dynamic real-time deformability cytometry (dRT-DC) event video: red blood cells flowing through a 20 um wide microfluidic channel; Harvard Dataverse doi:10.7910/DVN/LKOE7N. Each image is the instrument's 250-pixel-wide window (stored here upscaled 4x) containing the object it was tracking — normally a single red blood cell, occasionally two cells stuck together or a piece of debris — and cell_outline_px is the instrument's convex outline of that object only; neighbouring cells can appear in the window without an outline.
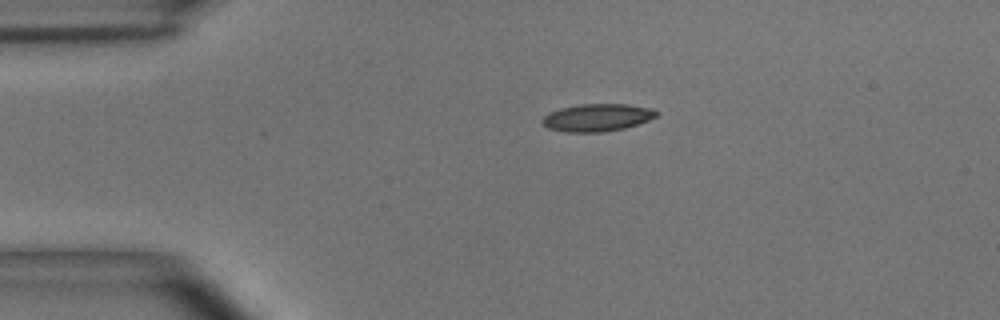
{"species": "common noctule bat (a hibernating species)", "species_latin": "Nyctalus noctula", "temperature_condition": "room temperature", "stored_images_in_passage": 26, "camera_frame_rate_fps": 3000, "um_per_image_px": 0.085, "animal": {"sex": "male", "body_mass_g": 15.6}, "frame": {"image": 1, "passage_image": 1, "time_ms": 0.0, "image_size_px": [1000, 320], "cell_outline_px": [[660, 112], [656, 116], [648, 120], [624, 128], [604, 132], [564, 132], [548, 128], [540, 120], [548, 112], [560, 108], [580, 104], [628, 104], [652, 108]], "centroid_in_image_um": [50.75, 9.98], "position_along_channel_um": 34.3, "area_um2": 18.38}}
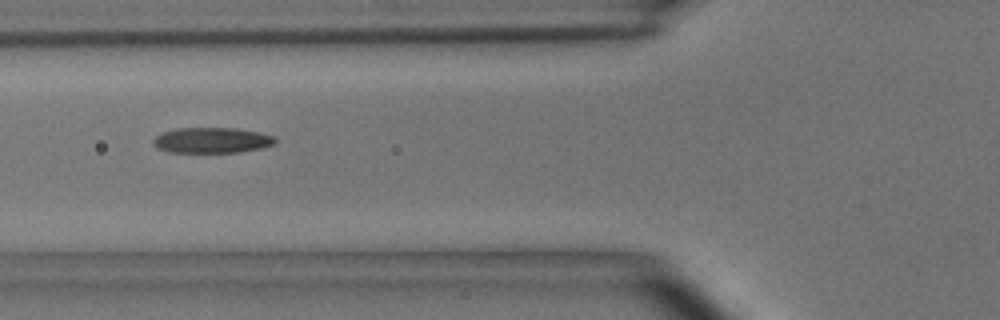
{"frame": {"image": 2, "passage_image": 10, "time_ms": 3.0, "image_size_px": [1000, 320], "cell_outline_px": [[276, 144], [264, 148], [240, 152], [168, 152], [156, 148], [152, 144], [152, 140], [156, 136], [164, 132], [176, 128], [236, 128], [276, 136]], "centroid_in_image_um": [18.02, 11.93], "position_along_channel_um": 107.8, "area_um2": 18.32}}
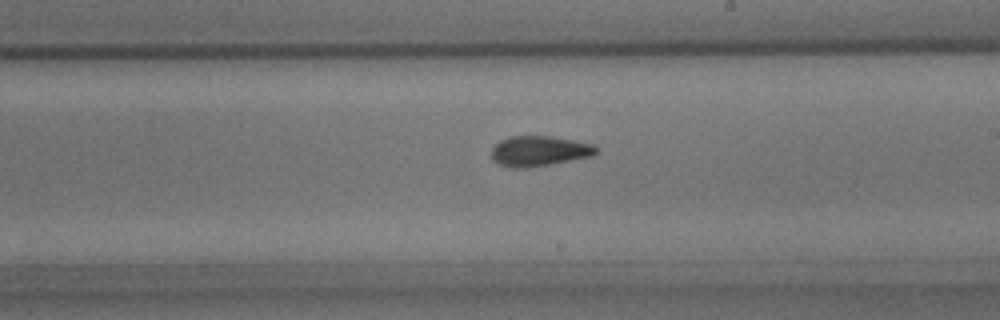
{"frame": {"image": 3, "passage_image": 21, "time_ms": 6.667, "image_size_px": [1000, 320], "cell_outline_px": [[596, 152], [592, 156], [552, 164], [528, 168], [512, 168], [496, 164], [492, 160], [492, 148], [500, 140], [508, 136], [552, 136], [592, 144], [596, 148]], "centroid_in_image_um": [45.78, 12.85], "position_along_channel_um": 243.2, "area_um2": 18.55}}